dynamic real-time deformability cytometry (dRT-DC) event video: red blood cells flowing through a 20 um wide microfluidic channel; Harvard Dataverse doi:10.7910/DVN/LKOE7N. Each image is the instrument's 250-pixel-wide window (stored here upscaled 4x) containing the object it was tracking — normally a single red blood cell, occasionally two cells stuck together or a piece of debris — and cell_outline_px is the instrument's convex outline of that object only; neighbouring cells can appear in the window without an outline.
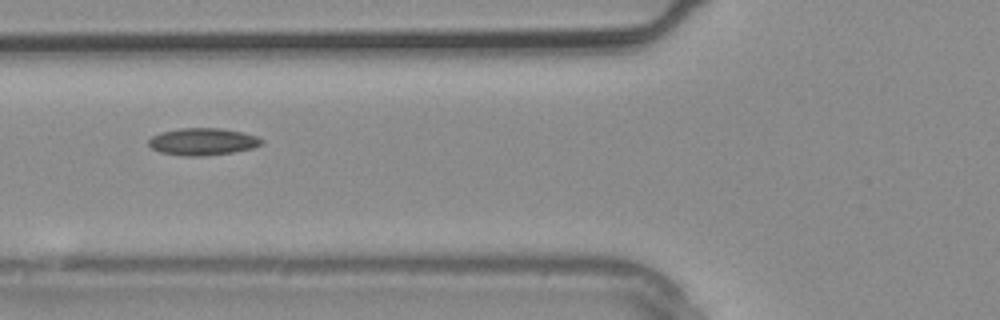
{"species": "common noctule bat (a hibernating species)", "species_latin": "Nyctalus noctula", "temperature_condition": "warm", "stored_images_in_passage": 3, "camera_frame_rate_fps": 3000, "um_per_image_px": 0.085, "animal": {"sex": "male", "body_mass_g": 20.4}, "frame": {"image": 1, "passage_image": 3, "time_ms": 0.667, "image_size_px": [1000, 320], "cell_outline_px": [[264, 144], [252, 148], [232, 152], [200, 156], [184, 156], [160, 152], [152, 148], [148, 144], [148, 140], [152, 136], [160, 132], [180, 128], [220, 128], [240, 132], [256, 136], [264, 140]], "centroid_in_image_um": [17.22, 12.03], "position_along_channel_um": 108.6, "area_um2": 17.8}}